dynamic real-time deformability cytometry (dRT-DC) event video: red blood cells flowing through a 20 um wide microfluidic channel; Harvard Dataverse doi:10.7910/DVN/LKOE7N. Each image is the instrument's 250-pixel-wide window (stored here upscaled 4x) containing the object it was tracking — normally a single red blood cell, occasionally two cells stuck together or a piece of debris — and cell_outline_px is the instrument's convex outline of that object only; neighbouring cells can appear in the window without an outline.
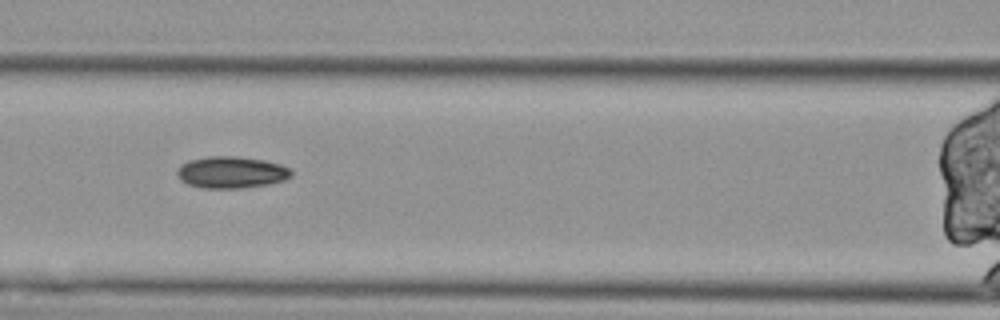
{"species": "Egyptian fruit bat (a non-hibernating species)", "species_latin": "Rousettus aegyptiacus", "temperature_condition": "cold", "stored_images_in_passage": 41, "segment_of_instrument_passage": [3, 3], "camera_frame_rate_fps": 3000, "um_per_image_px": 0.085, "animal": {"sex": "female"}, "frame": {"image": 1, "passage_image": 14, "time_ms": 4.333, "image_size_px": [1000, 320], "cell_outline_px": [[292, 176], [284, 180], [268, 184], [240, 188], [200, 188], [188, 184], [180, 180], [176, 172], [180, 164], [188, 160], [208, 156], [236, 156], [264, 160], [280, 164], [288, 168], [292, 172]], "centroid_in_image_um": [19.63, 14.64], "position_along_channel_um": 147.0, "area_um2": 21.21}}
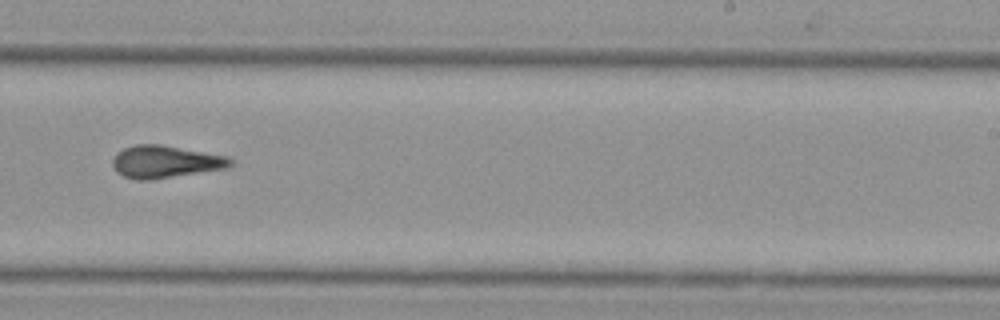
{"frame": {"image": 2, "passage_image": 25, "time_ms": 8.0, "image_size_px": [1000, 320], "cell_outline_px": [[232, 164], [228, 168], [152, 180], [136, 180], [124, 176], [116, 172], [112, 164], [112, 160], [116, 152], [124, 148], [136, 144], [160, 144], [228, 156], [232, 160]], "centroid_in_image_um": [14.04, 13.75], "position_along_channel_um": 275.0, "area_um2": 22.43}}
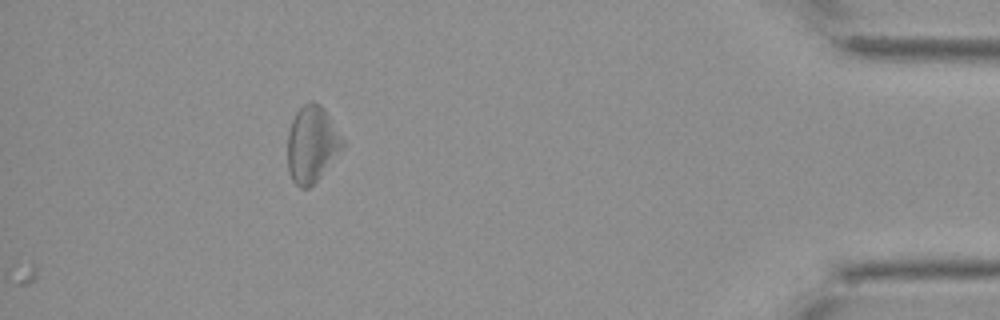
{"frame": {"image": 3, "passage_image": 41, "time_ms": 13.333, "image_size_px": [1000, 320], "cell_outline_px": [[344, 148], [320, 176], [308, 188], [300, 188], [292, 180], [288, 168], [288, 132], [292, 120], [296, 112], [308, 100], [312, 100], [320, 104], [324, 108], [344, 140]], "centroid_in_image_um": [26.51, 12.23], "position_along_channel_um": 408.7, "area_um2": 24.45}}